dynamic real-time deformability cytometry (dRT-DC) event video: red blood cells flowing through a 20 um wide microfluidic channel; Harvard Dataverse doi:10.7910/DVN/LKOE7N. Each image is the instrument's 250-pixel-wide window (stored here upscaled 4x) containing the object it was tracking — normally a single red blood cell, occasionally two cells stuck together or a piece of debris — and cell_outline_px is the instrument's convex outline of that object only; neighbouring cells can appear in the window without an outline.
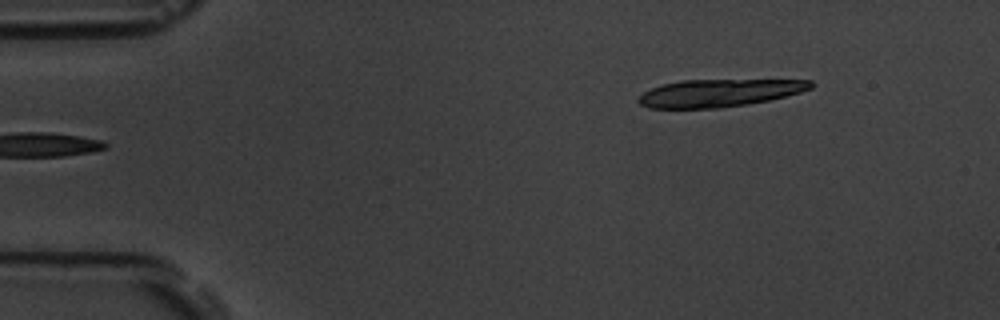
{"species": "common noctule bat (a hibernating species)", "species_latin": "Nyctalus noctula", "temperature_condition": "room temperature", "stored_images_in_passage": 12, "camera_frame_rate_fps": 3000, "um_per_image_px": 0.085, "animal": {"sex": "male", "body_mass_g": 19.5, "forearm_length_mm": 54.6}, "frame": {"image": 1, "passage_image": 1, "time_ms": 0.0, "image_size_px": [1000, 320], "cell_outline_px": [[816, 84], [812, 88], [800, 92], [768, 100], [748, 104], [720, 108], [648, 108], [640, 104], [636, 100], [644, 92], [660, 84], [680, 80], [812, 80]], "centroid_in_image_um": [61.11, 7.9], "position_along_channel_um": 23.9, "area_um2": 27.69}}